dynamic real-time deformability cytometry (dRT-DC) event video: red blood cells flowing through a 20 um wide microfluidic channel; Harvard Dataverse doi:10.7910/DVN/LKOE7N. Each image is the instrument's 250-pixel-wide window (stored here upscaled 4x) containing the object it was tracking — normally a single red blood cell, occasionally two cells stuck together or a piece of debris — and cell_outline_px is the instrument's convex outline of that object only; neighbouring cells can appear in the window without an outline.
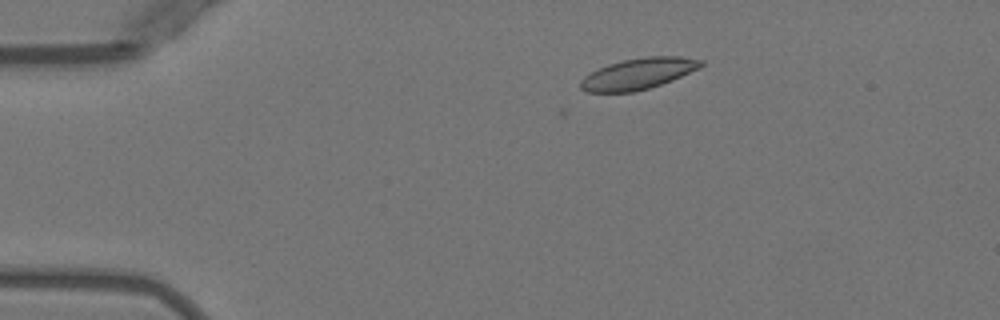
{"species": "Egyptian fruit bat (a non-hibernating species)", "species_latin": "Rousettus aegyptiacus", "temperature_condition": "warm", "stored_images_in_passage": 6, "camera_frame_rate_fps": 3000, "um_per_image_px": 0.085, "animal": {"sex": "female"}, "frame": {"image": 1, "passage_image": 2, "time_ms": 2.0, "image_size_px": [1000, 320], "cell_outline_px": [[704, 64], [700, 68], [672, 80], [648, 88], [632, 92], [588, 92], [580, 88], [580, 80], [584, 76], [608, 64], [624, 60], [648, 56], [680, 56], [704, 60]], "centroid_in_image_um": [54.28, 6.26], "position_along_channel_um": 30.7, "area_um2": 21.68}}
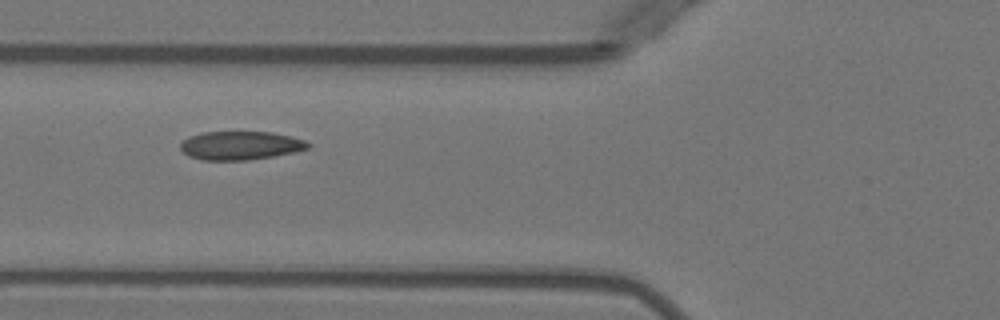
{"frame": {"image": 2, "passage_image": 5, "time_ms": 5.333, "image_size_px": [1000, 320], "cell_outline_px": [[312, 144], [308, 148], [296, 152], [248, 160], [204, 160], [188, 156], [180, 148], [180, 144], [188, 136], [200, 132], [272, 132], [304, 140]], "centroid_in_image_um": [20.42, 12.36], "position_along_channel_um": 105.4, "area_um2": 21.21}}
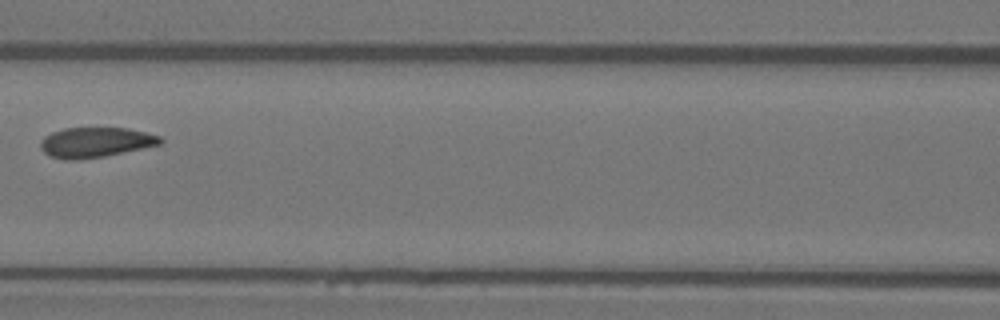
{"frame": {"image": 3, "passage_image": 6, "time_ms": 6.667, "image_size_px": [1000, 320], "cell_outline_px": [[164, 140], [160, 144], [104, 156], [76, 160], [64, 160], [52, 156], [44, 152], [40, 148], [40, 140], [44, 136], [52, 132], [64, 128], [128, 128], [160, 136]], "centroid_in_image_um": [8.08, 12.09], "position_along_channel_um": 158.5, "area_um2": 20.87}}